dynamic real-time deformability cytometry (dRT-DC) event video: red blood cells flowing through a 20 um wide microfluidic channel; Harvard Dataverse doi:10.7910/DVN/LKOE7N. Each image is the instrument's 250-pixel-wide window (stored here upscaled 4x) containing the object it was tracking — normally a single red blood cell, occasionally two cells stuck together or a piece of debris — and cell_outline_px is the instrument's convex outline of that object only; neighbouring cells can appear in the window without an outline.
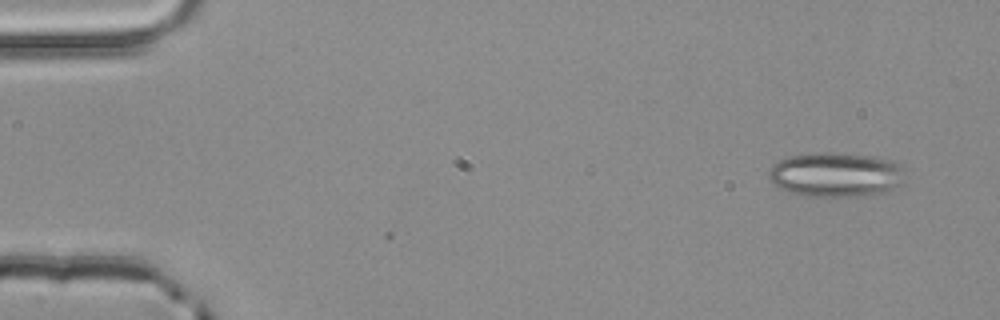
{"species": "common noctule bat (a hibernating species)", "species_latin": "Nyctalus noctula", "temperature_condition": "room temperature", "stored_images_in_passage": 3, "camera_frame_rate_fps": 3000, "um_per_image_px": 0.085, "animal": {"sex": "male", "body_mass_g": 20.4}, "frame": {"image": 1, "passage_image": 1, "time_ms": 0.0, "image_size_px": [1000, 320], "cell_outline_px": [[904, 184], [892, 192], [876, 196], [800, 196], [788, 192], [780, 188], [772, 180], [768, 172], [772, 164], [788, 156], [812, 152], [824, 152], [872, 156], [888, 160], [896, 164], [900, 168]], "centroid_in_image_um": [71.06, 14.87], "position_along_channel_um": 13.9, "area_um2": 35.72}}